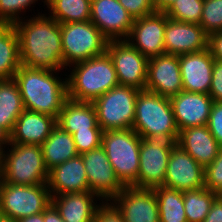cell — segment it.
Listing matches in <instances>:
<instances>
[{"label": "cell", "instance_id": "44", "mask_svg": "<svg viewBox=\"0 0 222 222\" xmlns=\"http://www.w3.org/2000/svg\"><path fill=\"white\" fill-rule=\"evenodd\" d=\"M176 0H152L156 11L165 12Z\"/></svg>", "mask_w": 222, "mask_h": 222}, {"label": "cell", "instance_id": "21", "mask_svg": "<svg viewBox=\"0 0 222 222\" xmlns=\"http://www.w3.org/2000/svg\"><path fill=\"white\" fill-rule=\"evenodd\" d=\"M47 184L51 196L90 191L81 155L51 169Z\"/></svg>", "mask_w": 222, "mask_h": 222}, {"label": "cell", "instance_id": "15", "mask_svg": "<svg viewBox=\"0 0 222 222\" xmlns=\"http://www.w3.org/2000/svg\"><path fill=\"white\" fill-rule=\"evenodd\" d=\"M111 202L121 212L124 222H160L153 189L125 186Z\"/></svg>", "mask_w": 222, "mask_h": 222}, {"label": "cell", "instance_id": "39", "mask_svg": "<svg viewBox=\"0 0 222 222\" xmlns=\"http://www.w3.org/2000/svg\"><path fill=\"white\" fill-rule=\"evenodd\" d=\"M209 131L222 147V102H214L207 124Z\"/></svg>", "mask_w": 222, "mask_h": 222}, {"label": "cell", "instance_id": "10", "mask_svg": "<svg viewBox=\"0 0 222 222\" xmlns=\"http://www.w3.org/2000/svg\"><path fill=\"white\" fill-rule=\"evenodd\" d=\"M177 145L173 137L141 138L138 188L163 186L171 150Z\"/></svg>", "mask_w": 222, "mask_h": 222}, {"label": "cell", "instance_id": "42", "mask_svg": "<svg viewBox=\"0 0 222 222\" xmlns=\"http://www.w3.org/2000/svg\"><path fill=\"white\" fill-rule=\"evenodd\" d=\"M203 222H222V195L212 203L211 209Z\"/></svg>", "mask_w": 222, "mask_h": 222}, {"label": "cell", "instance_id": "26", "mask_svg": "<svg viewBox=\"0 0 222 222\" xmlns=\"http://www.w3.org/2000/svg\"><path fill=\"white\" fill-rule=\"evenodd\" d=\"M46 169L54 167L79 155L76 150L73 135L56 125L49 137L41 145Z\"/></svg>", "mask_w": 222, "mask_h": 222}, {"label": "cell", "instance_id": "35", "mask_svg": "<svg viewBox=\"0 0 222 222\" xmlns=\"http://www.w3.org/2000/svg\"><path fill=\"white\" fill-rule=\"evenodd\" d=\"M102 129H89V131H76L73 134L76 150L79 154L94 150L102 146Z\"/></svg>", "mask_w": 222, "mask_h": 222}, {"label": "cell", "instance_id": "16", "mask_svg": "<svg viewBox=\"0 0 222 222\" xmlns=\"http://www.w3.org/2000/svg\"><path fill=\"white\" fill-rule=\"evenodd\" d=\"M145 90L167 98L183 91L179 55L165 53L149 58Z\"/></svg>", "mask_w": 222, "mask_h": 222}, {"label": "cell", "instance_id": "25", "mask_svg": "<svg viewBox=\"0 0 222 222\" xmlns=\"http://www.w3.org/2000/svg\"><path fill=\"white\" fill-rule=\"evenodd\" d=\"M64 131L74 134L76 131L101 129L97 123V112L92 102H80L67 99L57 119Z\"/></svg>", "mask_w": 222, "mask_h": 222}, {"label": "cell", "instance_id": "12", "mask_svg": "<svg viewBox=\"0 0 222 222\" xmlns=\"http://www.w3.org/2000/svg\"><path fill=\"white\" fill-rule=\"evenodd\" d=\"M80 155L86 170L89 189L102 201H111L125 188L116 176L102 146Z\"/></svg>", "mask_w": 222, "mask_h": 222}, {"label": "cell", "instance_id": "23", "mask_svg": "<svg viewBox=\"0 0 222 222\" xmlns=\"http://www.w3.org/2000/svg\"><path fill=\"white\" fill-rule=\"evenodd\" d=\"M177 145L204 169L212 163L222 148L209 131L207 125L180 130Z\"/></svg>", "mask_w": 222, "mask_h": 222}, {"label": "cell", "instance_id": "46", "mask_svg": "<svg viewBox=\"0 0 222 222\" xmlns=\"http://www.w3.org/2000/svg\"><path fill=\"white\" fill-rule=\"evenodd\" d=\"M17 222H44L43 212L36 215H30L28 217L20 218L17 220Z\"/></svg>", "mask_w": 222, "mask_h": 222}, {"label": "cell", "instance_id": "17", "mask_svg": "<svg viewBox=\"0 0 222 222\" xmlns=\"http://www.w3.org/2000/svg\"><path fill=\"white\" fill-rule=\"evenodd\" d=\"M205 169L179 145L170 152L163 186L179 191L205 187Z\"/></svg>", "mask_w": 222, "mask_h": 222}, {"label": "cell", "instance_id": "4", "mask_svg": "<svg viewBox=\"0 0 222 222\" xmlns=\"http://www.w3.org/2000/svg\"><path fill=\"white\" fill-rule=\"evenodd\" d=\"M7 148L1 151L3 182L14 185L47 183L49 171L46 169L40 145L9 143Z\"/></svg>", "mask_w": 222, "mask_h": 222}, {"label": "cell", "instance_id": "6", "mask_svg": "<svg viewBox=\"0 0 222 222\" xmlns=\"http://www.w3.org/2000/svg\"><path fill=\"white\" fill-rule=\"evenodd\" d=\"M141 137L132 129L103 131L102 147L124 186L138 188Z\"/></svg>", "mask_w": 222, "mask_h": 222}, {"label": "cell", "instance_id": "3", "mask_svg": "<svg viewBox=\"0 0 222 222\" xmlns=\"http://www.w3.org/2000/svg\"><path fill=\"white\" fill-rule=\"evenodd\" d=\"M69 68L72 71L67 77V89L71 100L93 103L119 85L113 61L107 52L72 64Z\"/></svg>", "mask_w": 222, "mask_h": 222}, {"label": "cell", "instance_id": "7", "mask_svg": "<svg viewBox=\"0 0 222 222\" xmlns=\"http://www.w3.org/2000/svg\"><path fill=\"white\" fill-rule=\"evenodd\" d=\"M60 30L66 68L107 51L109 40L91 21L60 24Z\"/></svg>", "mask_w": 222, "mask_h": 222}, {"label": "cell", "instance_id": "38", "mask_svg": "<svg viewBox=\"0 0 222 222\" xmlns=\"http://www.w3.org/2000/svg\"><path fill=\"white\" fill-rule=\"evenodd\" d=\"M109 202H99V206L95 212L94 222H124L121 212L111 201Z\"/></svg>", "mask_w": 222, "mask_h": 222}, {"label": "cell", "instance_id": "2", "mask_svg": "<svg viewBox=\"0 0 222 222\" xmlns=\"http://www.w3.org/2000/svg\"><path fill=\"white\" fill-rule=\"evenodd\" d=\"M57 74L59 71L57 73L23 65L19 67L13 79L18 85L26 110L58 119L63 104L68 99V89L67 77L61 79Z\"/></svg>", "mask_w": 222, "mask_h": 222}, {"label": "cell", "instance_id": "5", "mask_svg": "<svg viewBox=\"0 0 222 222\" xmlns=\"http://www.w3.org/2000/svg\"><path fill=\"white\" fill-rule=\"evenodd\" d=\"M132 129L141 137H173L178 141L177 128L170 98L141 90L136 99Z\"/></svg>", "mask_w": 222, "mask_h": 222}, {"label": "cell", "instance_id": "48", "mask_svg": "<svg viewBox=\"0 0 222 222\" xmlns=\"http://www.w3.org/2000/svg\"><path fill=\"white\" fill-rule=\"evenodd\" d=\"M0 181H1V162H0Z\"/></svg>", "mask_w": 222, "mask_h": 222}, {"label": "cell", "instance_id": "34", "mask_svg": "<svg viewBox=\"0 0 222 222\" xmlns=\"http://www.w3.org/2000/svg\"><path fill=\"white\" fill-rule=\"evenodd\" d=\"M40 1V0H39ZM38 0H0V24L14 25L18 21H21L26 10L34 5ZM44 6L46 0L42 1ZM22 12V13H21Z\"/></svg>", "mask_w": 222, "mask_h": 222}, {"label": "cell", "instance_id": "1", "mask_svg": "<svg viewBox=\"0 0 222 222\" xmlns=\"http://www.w3.org/2000/svg\"><path fill=\"white\" fill-rule=\"evenodd\" d=\"M25 18L14 24L19 37L21 65L57 72L67 70L63 64L60 24L40 12L30 19Z\"/></svg>", "mask_w": 222, "mask_h": 222}, {"label": "cell", "instance_id": "41", "mask_svg": "<svg viewBox=\"0 0 222 222\" xmlns=\"http://www.w3.org/2000/svg\"><path fill=\"white\" fill-rule=\"evenodd\" d=\"M208 48L212 57L222 62V31L208 36Z\"/></svg>", "mask_w": 222, "mask_h": 222}, {"label": "cell", "instance_id": "14", "mask_svg": "<svg viewBox=\"0 0 222 222\" xmlns=\"http://www.w3.org/2000/svg\"><path fill=\"white\" fill-rule=\"evenodd\" d=\"M90 21L109 41L126 40L134 18L118 0H91Z\"/></svg>", "mask_w": 222, "mask_h": 222}, {"label": "cell", "instance_id": "28", "mask_svg": "<svg viewBox=\"0 0 222 222\" xmlns=\"http://www.w3.org/2000/svg\"><path fill=\"white\" fill-rule=\"evenodd\" d=\"M25 110L16 81L0 80V127L12 133L16 120Z\"/></svg>", "mask_w": 222, "mask_h": 222}, {"label": "cell", "instance_id": "11", "mask_svg": "<svg viewBox=\"0 0 222 222\" xmlns=\"http://www.w3.org/2000/svg\"><path fill=\"white\" fill-rule=\"evenodd\" d=\"M106 52L113 61L119 85L145 90L149 60L147 57L126 40L109 41Z\"/></svg>", "mask_w": 222, "mask_h": 222}, {"label": "cell", "instance_id": "9", "mask_svg": "<svg viewBox=\"0 0 222 222\" xmlns=\"http://www.w3.org/2000/svg\"><path fill=\"white\" fill-rule=\"evenodd\" d=\"M50 204L47 183L14 185L0 181V215L18 220L42 213Z\"/></svg>", "mask_w": 222, "mask_h": 222}, {"label": "cell", "instance_id": "36", "mask_svg": "<svg viewBox=\"0 0 222 222\" xmlns=\"http://www.w3.org/2000/svg\"><path fill=\"white\" fill-rule=\"evenodd\" d=\"M204 176L205 188L222 195V148L212 163L205 168Z\"/></svg>", "mask_w": 222, "mask_h": 222}, {"label": "cell", "instance_id": "29", "mask_svg": "<svg viewBox=\"0 0 222 222\" xmlns=\"http://www.w3.org/2000/svg\"><path fill=\"white\" fill-rule=\"evenodd\" d=\"M46 5L59 24L90 21L91 0H46Z\"/></svg>", "mask_w": 222, "mask_h": 222}, {"label": "cell", "instance_id": "30", "mask_svg": "<svg viewBox=\"0 0 222 222\" xmlns=\"http://www.w3.org/2000/svg\"><path fill=\"white\" fill-rule=\"evenodd\" d=\"M159 207L160 222H187L183 191L166 186L153 188Z\"/></svg>", "mask_w": 222, "mask_h": 222}, {"label": "cell", "instance_id": "20", "mask_svg": "<svg viewBox=\"0 0 222 222\" xmlns=\"http://www.w3.org/2000/svg\"><path fill=\"white\" fill-rule=\"evenodd\" d=\"M214 58L209 48L179 55L183 90L209 94L212 83Z\"/></svg>", "mask_w": 222, "mask_h": 222}, {"label": "cell", "instance_id": "32", "mask_svg": "<svg viewBox=\"0 0 222 222\" xmlns=\"http://www.w3.org/2000/svg\"><path fill=\"white\" fill-rule=\"evenodd\" d=\"M204 0H176L166 11L168 18L199 24Z\"/></svg>", "mask_w": 222, "mask_h": 222}, {"label": "cell", "instance_id": "40", "mask_svg": "<svg viewBox=\"0 0 222 222\" xmlns=\"http://www.w3.org/2000/svg\"><path fill=\"white\" fill-rule=\"evenodd\" d=\"M209 95L214 102H222V62L215 59Z\"/></svg>", "mask_w": 222, "mask_h": 222}, {"label": "cell", "instance_id": "18", "mask_svg": "<svg viewBox=\"0 0 222 222\" xmlns=\"http://www.w3.org/2000/svg\"><path fill=\"white\" fill-rule=\"evenodd\" d=\"M208 48V35L199 24L168 18L164 32L166 54L181 55Z\"/></svg>", "mask_w": 222, "mask_h": 222}, {"label": "cell", "instance_id": "47", "mask_svg": "<svg viewBox=\"0 0 222 222\" xmlns=\"http://www.w3.org/2000/svg\"><path fill=\"white\" fill-rule=\"evenodd\" d=\"M0 222H17V220H14L10 217L0 215Z\"/></svg>", "mask_w": 222, "mask_h": 222}, {"label": "cell", "instance_id": "37", "mask_svg": "<svg viewBox=\"0 0 222 222\" xmlns=\"http://www.w3.org/2000/svg\"><path fill=\"white\" fill-rule=\"evenodd\" d=\"M118 1L134 19L145 17L146 15L152 14L156 11L153 7L152 0Z\"/></svg>", "mask_w": 222, "mask_h": 222}, {"label": "cell", "instance_id": "43", "mask_svg": "<svg viewBox=\"0 0 222 222\" xmlns=\"http://www.w3.org/2000/svg\"><path fill=\"white\" fill-rule=\"evenodd\" d=\"M43 219L44 222H65L52 204L43 211Z\"/></svg>", "mask_w": 222, "mask_h": 222}, {"label": "cell", "instance_id": "22", "mask_svg": "<svg viewBox=\"0 0 222 222\" xmlns=\"http://www.w3.org/2000/svg\"><path fill=\"white\" fill-rule=\"evenodd\" d=\"M56 125L55 117L25 109L16 120L10 143L41 146Z\"/></svg>", "mask_w": 222, "mask_h": 222}, {"label": "cell", "instance_id": "24", "mask_svg": "<svg viewBox=\"0 0 222 222\" xmlns=\"http://www.w3.org/2000/svg\"><path fill=\"white\" fill-rule=\"evenodd\" d=\"M97 200L102 201L91 191L51 196V204L65 222H94Z\"/></svg>", "mask_w": 222, "mask_h": 222}, {"label": "cell", "instance_id": "13", "mask_svg": "<svg viewBox=\"0 0 222 222\" xmlns=\"http://www.w3.org/2000/svg\"><path fill=\"white\" fill-rule=\"evenodd\" d=\"M167 19L165 12L160 11L134 19L126 41L148 59L165 54L164 32Z\"/></svg>", "mask_w": 222, "mask_h": 222}, {"label": "cell", "instance_id": "19", "mask_svg": "<svg viewBox=\"0 0 222 222\" xmlns=\"http://www.w3.org/2000/svg\"><path fill=\"white\" fill-rule=\"evenodd\" d=\"M178 130L208 124L214 101L209 94L182 91L170 98Z\"/></svg>", "mask_w": 222, "mask_h": 222}, {"label": "cell", "instance_id": "45", "mask_svg": "<svg viewBox=\"0 0 222 222\" xmlns=\"http://www.w3.org/2000/svg\"><path fill=\"white\" fill-rule=\"evenodd\" d=\"M10 143V134L2 127H0V150L5 149ZM7 145V146H6Z\"/></svg>", "mask_w": 222, "mask_h": 222}, {"label": "cell", "instance_id": "27", "mask_svg": "<svg viewBox=\"0 0 222 222\" xmlns=\"http://www.w3.org/2000/svg\"><path fill=\"white\" fill-rule=\"evenodd\" d=\"M21 66L18 33L11 24H0V80L11 79Z\"/></svg>", "mask_w": 222, "mask_h": 222}, {"label": "cell", "instance_id": "31", "mask_svg": "<svg viewBox=\"0 0 222 222\" xmlns=\"http://www.w3.org/2000/svg\"><path fill=\"white\" fill-rule=\"evenodd\" d=\"M218 196V194L205 187L183 191L187 222H203L211 209L212 203Z\"/></svg>", "mask_w": 222, "mask_h": 222}, {"label": "cell", "instance_id": "8", "mask_svg": "<svg viewBox=\"0 0 222 222\" xmlns=\"http://www.w3.org/2000/svg\"><path fill=\"white\" fill-rule=\"evenodd\" d=\"M140 91L131 86L117 85L97 98L93 104L100 128L103 131L132 128Z\"/></svg>", "mask_w": 222, "mask_h": 222}, {"label": "cell", "instance_id": "33", "mask_svg": "<svg viewBox=\"0 0 222 222\" xmlns=\"http://www.w3.org/2000/svg\"><path fill=\"white\" fill-rule=\"evenodd\" d=\"M199 25L208 36L222 31V0H204Z\"/></svg>", "mask_w": 222, "mask_h": 222}]
</instances>
